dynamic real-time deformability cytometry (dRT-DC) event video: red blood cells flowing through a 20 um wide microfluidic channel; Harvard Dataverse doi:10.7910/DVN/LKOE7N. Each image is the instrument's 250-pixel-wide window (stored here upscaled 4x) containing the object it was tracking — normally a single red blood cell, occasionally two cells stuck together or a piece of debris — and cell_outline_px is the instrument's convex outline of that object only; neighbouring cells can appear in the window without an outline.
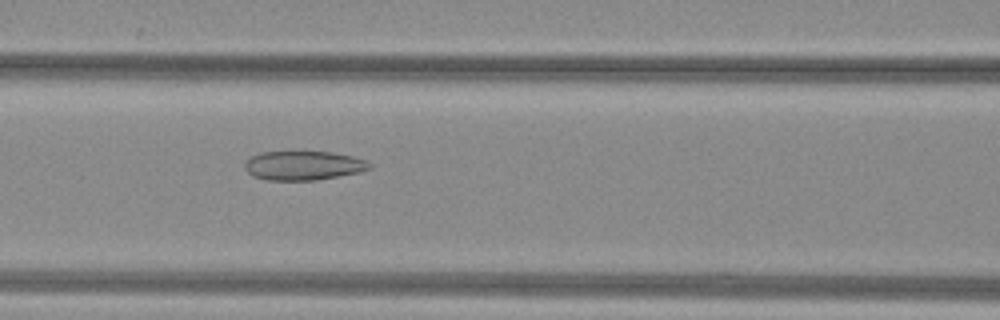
{"species": "common noctule bat (a hibernating species)", "species_latin": "Nyctalus noctula", "temperature_condition": "warm", "stored_images_in_passage": 44, "camera_frame_rate_fps": 3000, "um_per_image_px": 0.085, "animal": {"sex": "female", "body_mass_g": 29.2, "forearm_length_mm": 56.3}, "frame": {"image": 1, "passage_image": 16, "time_ms": 5.0, "image_size_px": [1000, 320], "cell_outline_px": [[372, 168], [360, 172], [316, 180], [264, 180], [252, 176], [244, 168], [244, 164], [252, 156], [260, 152], [332, 152], [352, 156], [364, 160], [372, 164]], "centroid_in_image_um": [25.78, 14.08], "position_along_channel_um": 140.8, "area_um2": 21.15}}
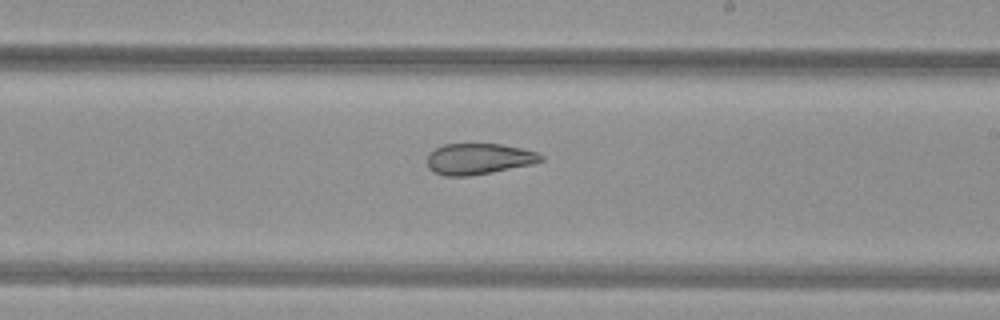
{"frame": {"image": 2, "passage_image": 24, "time_ms": 7.667, "image_size_px": [1000, 320], "cell_outline_px": [[544, 160], [532, 164], [468, 176], [444, 176], [432, 172], [428, 168], [428, 152], [444, 144], [500, 144], [520, 148], [536, 152], [544, 156]], "centroid_in_image_um": [40.65, 13.5], "position_along_channel_um": 248.3, "area_um2": 20.46}}
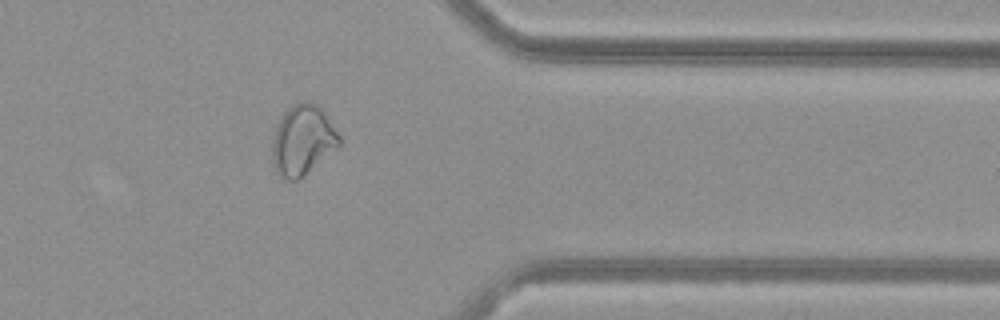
{"frame": {"image": 3, "passage_image": 35, "time_ms": 11.333, "image_size_px": [1000, 320], "cell_outline_px": [[340, 144], [300, 180], [284, 180], [276, 172], [272, 164], [272, 140], [276, 124], [284, 112], [292, 104], [304, 100], [308, 100], [316, 104], [324, 112], [340, 136]], "centroid_in_image_um": [25.68, 11.92], "position_along_channel_um": 385.7, "area_um2": 27.57}, "authors_computed_cell_mechanics": {"area_um2": 25.8077, "velocity_mm_per_s": 4.0375, "shape_relaxation_time_tau1_ms": null, "shape_relaxation_time_tau2_ms": 2.2559, "deformation_change_tau1": null, "deformation_change_tau2": 0.0771}}